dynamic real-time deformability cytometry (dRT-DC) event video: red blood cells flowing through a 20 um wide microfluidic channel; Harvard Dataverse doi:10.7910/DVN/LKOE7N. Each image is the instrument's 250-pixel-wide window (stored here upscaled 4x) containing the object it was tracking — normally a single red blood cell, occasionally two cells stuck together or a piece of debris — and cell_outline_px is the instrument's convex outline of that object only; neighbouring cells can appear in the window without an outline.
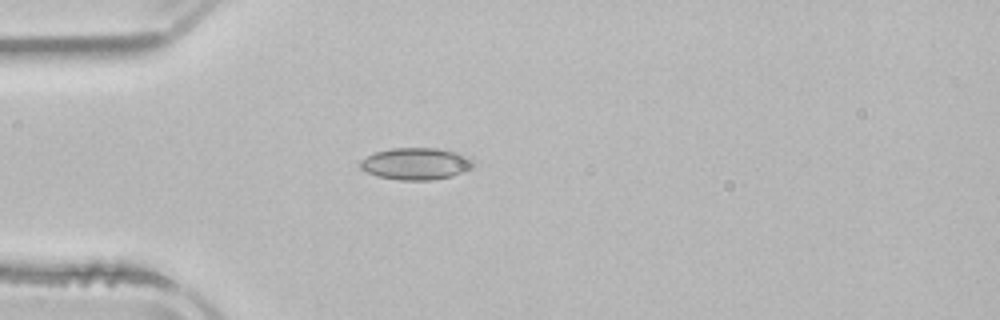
{"species": "common noctule bat (a hibernating species)", "species_latin": "Nyctalus noctula", "temperature_condition": "room temperature", "stored_images_in_passage": 2, "camera_frame_rate_fps": 3000, "um_per_image_px": 0.085, "animal": {"sex": "male", "body_mass_g": 21.5, "forearm_length_mm": 52.0}, "frame": {"image": 1, "passage_image": 2, "time_ms": 1.333, "image_size_px": [1000, 320], "cell_outline_px": [[476, 164], [452, 176], [432, 180], [400, 180], [376, 176], [360, 168], [360, 160], [376, 152], [392, 148], [436, 148], [464, 152], [472, 156]], "centroid_in_image_um": [35.42, 13.9], "position_along_channel_um": 49.6, "area_um2": 21.27}}